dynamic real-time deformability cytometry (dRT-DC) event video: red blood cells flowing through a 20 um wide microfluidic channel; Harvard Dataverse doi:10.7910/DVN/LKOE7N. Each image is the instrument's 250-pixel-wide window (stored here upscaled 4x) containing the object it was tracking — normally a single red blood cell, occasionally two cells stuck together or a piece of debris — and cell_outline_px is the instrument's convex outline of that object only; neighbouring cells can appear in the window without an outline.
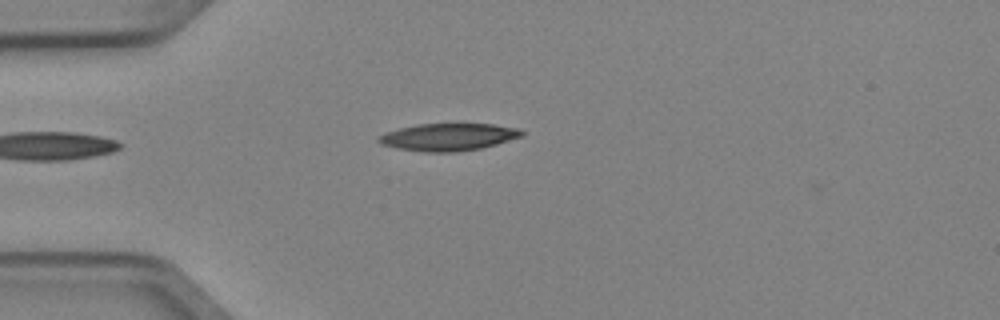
{"species": "Egyptian fruit bat (a non-hibernating species)", "species_latin": "Rousettus aegyptiacus", "temperature_condition": "cold", "stored_images_in_passage": 3, "camera_frame_rate_fps": 3000, "um_per_image_px": 0.085, "animal": {"sex": "female"}, "frame": {"image": 1, "passage_image": 2, "time_ms": 0.333, "image_size_px": [1000, 320], "cell_outline_px": [[524, 136], [496, 144], [480, 148], [452, 152], [424, 152], [396, 148], [380, 144], [376, 140], [380, 136], [388, 132], [400, 128], [420, 124], [492, 124], [520, 128], [524, 132]], "centroid_in_image_um": [38.14, 11.65], "position_along_channel_um": 46.9, "area_um2": 22.66}}